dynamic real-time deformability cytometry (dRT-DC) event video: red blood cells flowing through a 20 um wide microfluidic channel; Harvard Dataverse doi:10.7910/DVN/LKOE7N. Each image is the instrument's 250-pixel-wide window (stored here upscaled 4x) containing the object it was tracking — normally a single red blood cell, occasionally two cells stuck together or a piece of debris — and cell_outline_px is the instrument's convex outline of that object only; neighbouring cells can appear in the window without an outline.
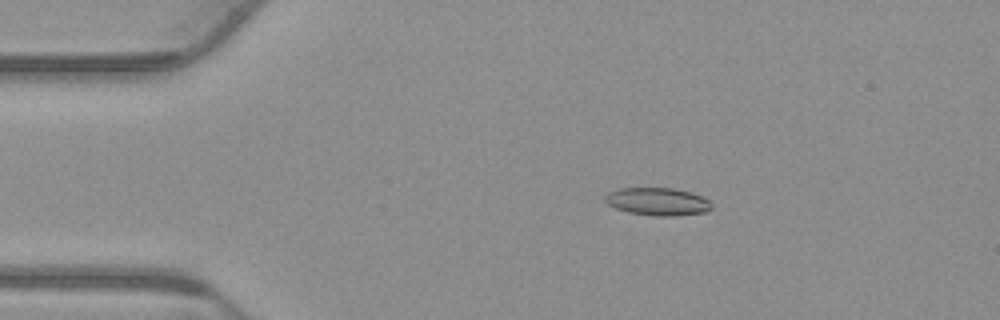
{"species": "common noctule bat (a hibernating species)", "species_latin": "Nyctalus noctula", "temperature_condition": "warm", "stored_images_in_passage": 51, "camera_frame_rate_fps": 3000, "um_per_image_px": 0.085, "animal": {"sex": "male", "body_mass_g": 23.1, "forearm_length_mm": 52.7}, "frame": {"image": 1, "passage_image": 7, "time_ms": 2.0, "image_size_px": [1000, 320], "cell_outline_px": [[712, 208], [704, 212], [676, 216], [656, 216], [628, 212], [616, 208], [608, 204], [604, 200], [604, 196], [608, 192], [620, 188], [672, 188], [692, 192], [704, 196], [712, 204]], "centroid_in_image_um": [55.91, 17.13], "position_along_channel_um": 29.1, "area_um2": 17.34}}
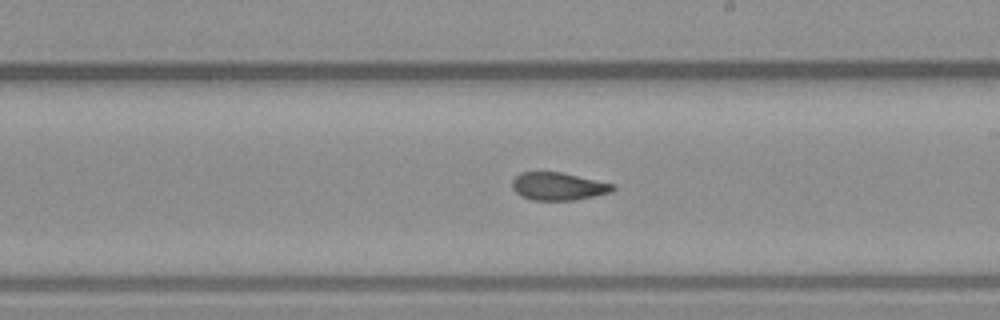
{"frame": {"image": 2, "passage_image": 28, "time_ms": 9.0, "image_size_px": [1000, 320], "cell_outline_px": [[616, 188], [612, 192], [576, 200], [532, 200], [520, 196], [512, 188], [512, 180], [520, 172], [560, 172], [616, 184]], "centroid_in_image_um": [47.46, 15.84], "position_along_channel_um": 241.5, "area_um2": 16.42}}
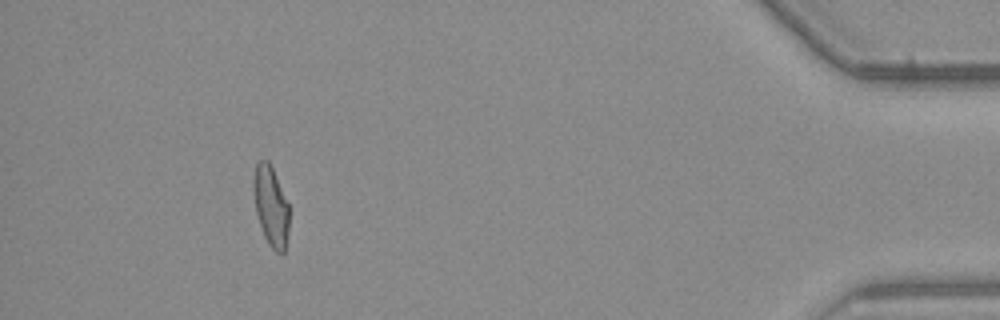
{"frame": {"image": 3, "passage_image": 47, "time_ms": 15.333, "image_size_px": [1000, 320], "cell_outline_px": [[288, 232], [284, 252], [276, 252], [268, 244], [264, 236], [256, 212], [252, 192], [252, 180], [256, 164], [260, 160], [268, 160], [276, 176], [288, 204]], "centroid_in_image_um": [22.99, 17.5], "position_along_channel_um": 412.2, "area_um2": 16.53}, "authors_computed_cell_mechanics": {"area_um2": 17.1666, "velocity_mm_per_s": 3.7728, "shape_relaxation_time_tau1_ms": null, "shape_relaxation_time_tau2_ms": 1.6279, "deformation_change_tau1": null, "deformation_change_tau2": 0.079}}